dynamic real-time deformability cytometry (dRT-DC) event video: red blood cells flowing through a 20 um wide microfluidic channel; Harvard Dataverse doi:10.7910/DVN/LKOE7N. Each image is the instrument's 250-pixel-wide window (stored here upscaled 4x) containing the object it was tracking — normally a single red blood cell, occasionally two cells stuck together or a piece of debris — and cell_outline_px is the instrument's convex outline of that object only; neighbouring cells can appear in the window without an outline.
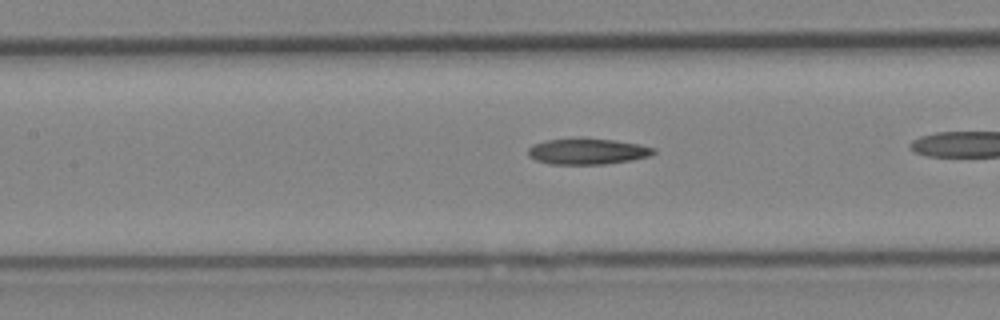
{"species": "Egyptian fruit bat (a non-hibernating species)", "species_latin": "Rousettus aegyptiacus", "temperature_condition": "cold", "stored_images_in_passage": 28, "camera_frame_rate_fps": 3000, "um_per_image_px": 0.085, "animal": {"sex": "female"}, "frame": {"image": 1, "passage_image": 13, "time_ms": 4.0, "image_size_px": [1000, 320], "cell_outline_px": [[656, 152], [648, 156], [632, 160], [604, 164], [548, 164], [536, 160], [528, 156], [528, 148], [532, 144], [544, 140], [584, 136], [640, 144], [656, 148]], "centroid_in_image_um": [49.9, 12.84], "position_along_channel_um": 157.5, "area_um2": 19.54}}